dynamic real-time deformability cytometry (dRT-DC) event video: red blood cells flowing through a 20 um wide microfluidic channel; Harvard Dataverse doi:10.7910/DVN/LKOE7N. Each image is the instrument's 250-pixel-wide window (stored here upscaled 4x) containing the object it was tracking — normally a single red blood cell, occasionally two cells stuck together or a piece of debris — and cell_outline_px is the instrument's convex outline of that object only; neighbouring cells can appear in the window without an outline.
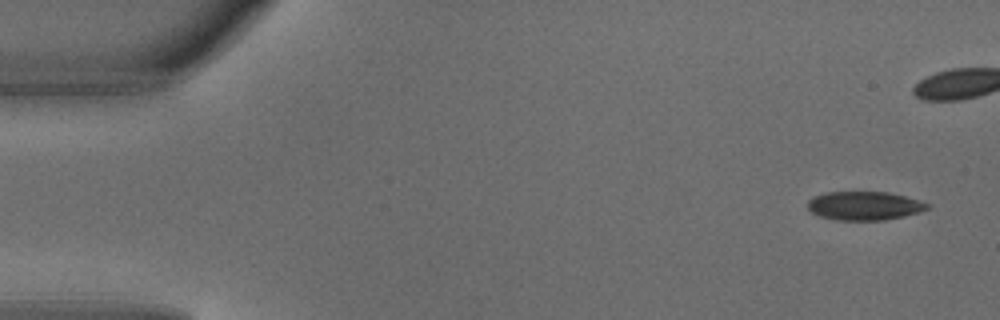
{"species": "common noctule bat (a hibernating species)", "species_latin": "Nyctalus noctula", "temperature_condition": "warm", "stored_images_in_passage": 5, "camera_frame_rate_fps": 3000, "um_per_image_px": 0.085, "animal": {"sex": "male", "body_mass_g": 18.8}, "frame": {"image": 1, "passage_image": 1, "time_ms": 0.0, "image_size_px": [1000, 320], "cell_outline_px": [[932, 204], [928, 208], [920, 212], [904, 216], [884, 220], [836, 220], [820, 216], [812, 212], [808, 208], [808, 200], [812, 196], [828, 192], [888, 192], [920, 200]], "centroid_in_image_um": [73.49, 17.49], "position_along_channel_um": 11.5, "area_um2": 20.06}}
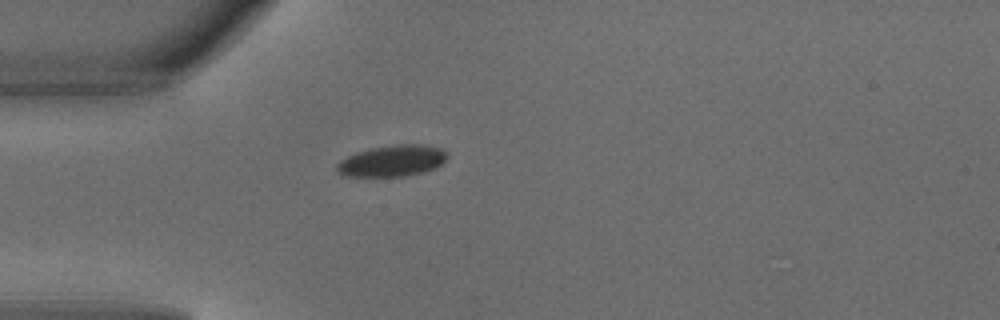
{"frame": {"image": 2, "passage_image": 5, "time_ms": 1.333, "image_size_px": [1000, 320], "cell_outline_px": [[448, 156], [440, 164], [424, 172], [404, 176], [344, 176], [336, 168], [336, 164], [340, 160], [356, 152], [368, 148], [400, 144], [424, 144], [440, 148], [448, 152]], "centroid_in_image_um": [33.33, 13.66], "position_along_channel_um": 51.7, "area_um2": 20.06}}